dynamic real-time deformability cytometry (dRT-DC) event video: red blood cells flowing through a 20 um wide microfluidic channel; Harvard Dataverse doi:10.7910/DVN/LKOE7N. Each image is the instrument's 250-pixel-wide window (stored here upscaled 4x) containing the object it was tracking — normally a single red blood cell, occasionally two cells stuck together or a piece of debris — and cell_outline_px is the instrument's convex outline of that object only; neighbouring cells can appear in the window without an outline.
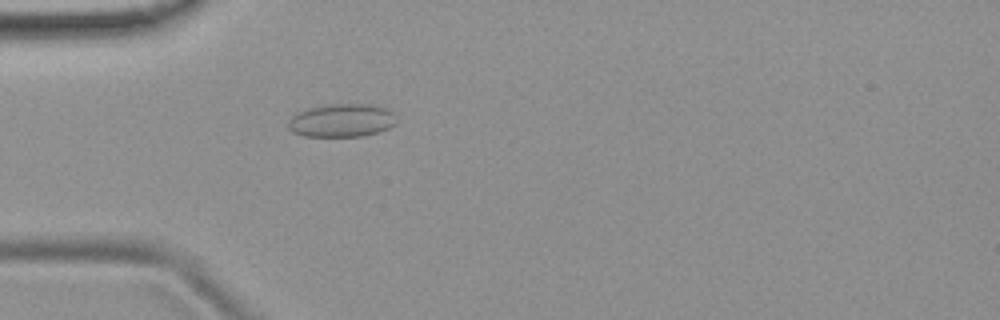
{"species": "common noctule bat (a hibernating species)", "species_latin": "Nyctalus noctula", "temperature_condition": "room temperature", "stored_images_in_passage": 44, "camera_frame_rate_fps": 3000, "um_per_image_px": 0.085, "animal": {"sex": "female", "body_mass_g": 19.9}, "frame": {"image": 1, "passage_image": 7, "time_ms": 2.0, "image_size_px": [1000, 320], "cell_outline_px": [[396, 124], [388, 128], [364, 136], [304, 136], [292, 132], [288, 128], [288, 120], [296, 112], [308, 108], [324, 104], [380, 104], [388, 108], [392, 112], [396, 120]], "centroid_in_image_um": [29.04, 10.22], "position_along_channel_um": 56.0, "area_um2": 21.27}}
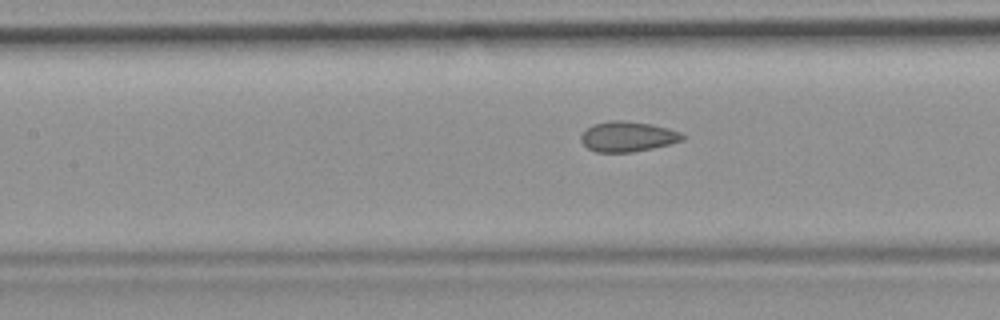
{"frame": {"image": 2, "passage_image": 15, "time_ms": 4.667, "image_size_px": [1000, 320], "cell_outline_px": [[684, 140], [652, 148], [632, 152], [596, 152], [588, 148], [580, 140], [580, 136], [592, 124], [612, 120], [624, 120], [652, 124], [668, 128], [680, 132], [684, 136]], "centroid_in_image_um": [53.34, 11.6], "position_along_channel_um": 154.1, "area_um2": 17.8}}
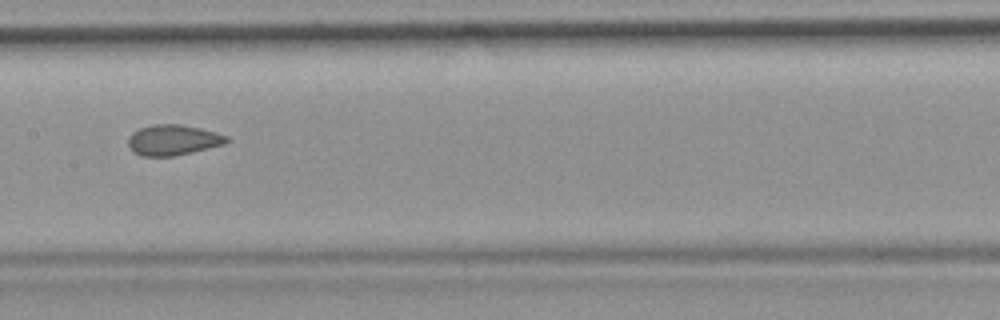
{"frame": {"image": 3, "passage_image": 18, "time_ms": 5.667, "image_size_px": [1000, 320], "cell_outline_px": [[232, 140], [224, 144], [208, 148], [172, 156], [140, 156], [128, 144], [128, 140], [132, 132], [140, 128], [152, 124], [180, 124], [200, 128], [228, 136]], "centroid_in_image_um": [14.73, 11.89], "position_along_channel_um": 192.7, "area_um2": 17.34}, "authors_computed_cell_mechanics": {"area_um2": 17.8602, "velocity_mm_per_s": 3.8774, "shape_relaxation_time_tau1_ms": null, "shape_relaxation_time_tau2_ms": 1.5819, "deformation_change_tau1": null, "deformation_change_tau2": 0.078}}